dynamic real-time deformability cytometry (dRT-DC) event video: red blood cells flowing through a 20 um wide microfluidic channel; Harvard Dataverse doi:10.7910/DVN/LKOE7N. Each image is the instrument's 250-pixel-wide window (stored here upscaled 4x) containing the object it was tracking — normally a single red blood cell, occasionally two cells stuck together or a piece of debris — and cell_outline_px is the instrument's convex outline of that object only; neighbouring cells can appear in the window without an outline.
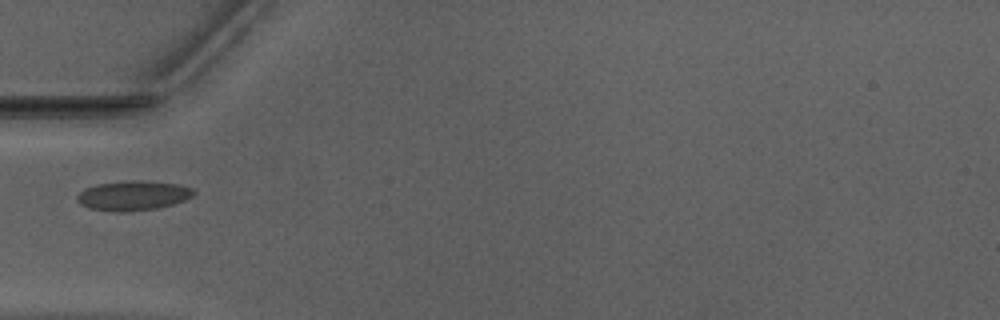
{"species": "Egyptian fruit bat (a non-hibernating species)", "species_latin": "Rousettus aegyptiacus", "temperature_condition": "warm", "stored_images_in_passage": 36, "camera_frame_rate_fps": 3000, "um_per_image_px": 0.085, "animal": {"sex": "male"}, "frame": {"image": 1, "passage_image": 1, "time_ms": 0.0, "image_size_px": [1000, 320], "cell_outline_px": [[196, 192], [192, 196], [184, 200], [172, 204], [156, 208], [128, 212], [112, 212], [88, 208], [80, 204], [76, 200], [76, 196], [84, 188], [96, 184], [132, 180], [140, 180], [176, 184], [192, 188]], "centroid_in_image_um": [11.26, 16.63], "position_along_channel_um": 73.7, "area_um2": 20.23}}
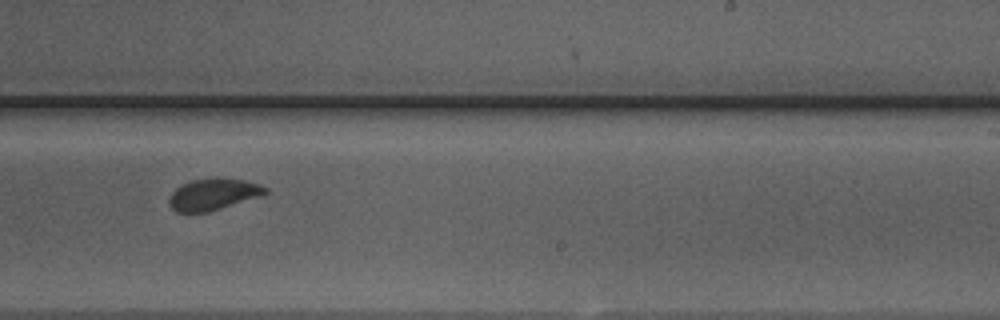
{"frame": {"image": 2, "passage_image": 16, "time_ms": 5.0, "image_size_px": [1000, 320], "cell_outline_px": [[268, 192], [260, 196], [208, 212], [176, 212], [168, 204], [168, 196], [180, 184], [192, 180], [244, 180], [260, 184], [268, 188]], "centroid_in_image_um": [18.08, 16.55], "position_along_channel_um": 270.9, "area_um2": 17.22}}
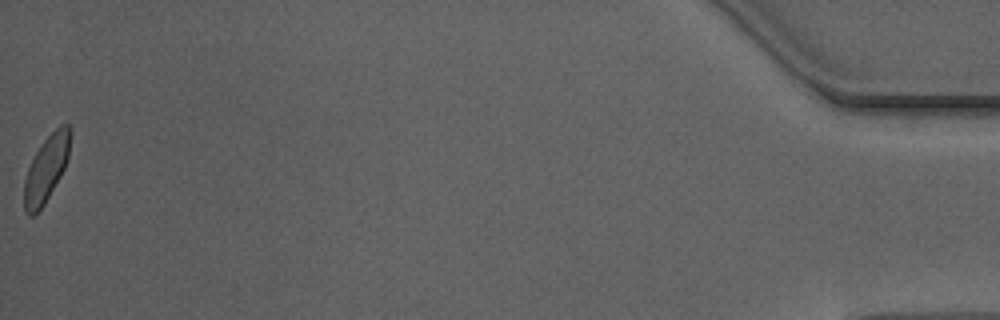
{"frame": {"image": 3, "passage_image": 36, "time_ms": 11.667, "image_size_px": [1000, 320], "cell_outline_px": [[72, 132], [68, 156], [64, 168], [60, 176], [44, 204], [32, 216], [28, 216], [24, 212], [24, 180], [28, 168], [36, 152], [44, 140], [60, 124], [68, 124]], "centroid_in_image_um": [3.93, 14.33], "position_along_channel_um": 431.3, "area_um2": 17.57}}